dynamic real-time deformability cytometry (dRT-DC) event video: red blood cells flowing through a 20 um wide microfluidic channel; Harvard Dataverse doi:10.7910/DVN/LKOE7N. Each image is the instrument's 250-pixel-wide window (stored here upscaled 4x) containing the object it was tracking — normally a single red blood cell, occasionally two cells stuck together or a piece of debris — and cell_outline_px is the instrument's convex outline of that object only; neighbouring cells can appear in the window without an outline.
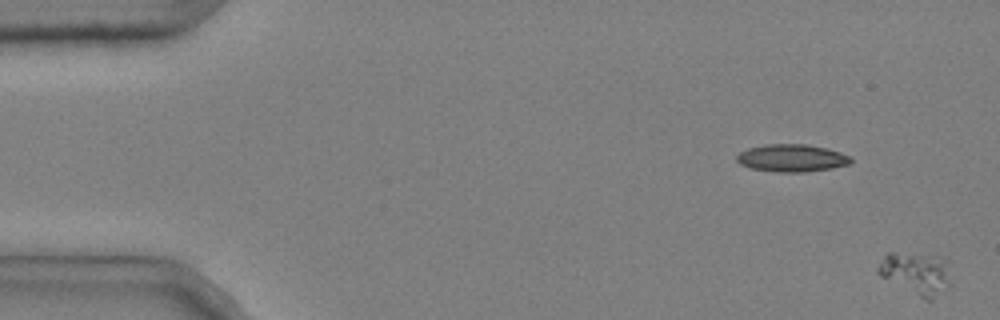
{"species": "common noctule bat (a hibernating species)", "species_latin": "Nyctalus noctula", "temperature_condition": "cold", "stored_images_in_passage": 53, "camera_frame_rate_fps": 3000, "um_per_image_px": 0.085, "animal": {"sex": "male", "body_mass_g": 20.4}, "frame": {"image": 1, "passage_image": 1, "time_ms": 0.0, "image_size_px": [1000, 320], "cell_outline_px": [[952, 284], [948, 288], [932, 300], [924, 300], [880, 276], [876, 272], [876, 268], [884, 256], [888, 252], [892, 252], [936, 256], [948, 260]], "centroid_in_image_um": [77.91, 23.25], "position_along_channel_um": 7.1, "area_um2": 18.32}}
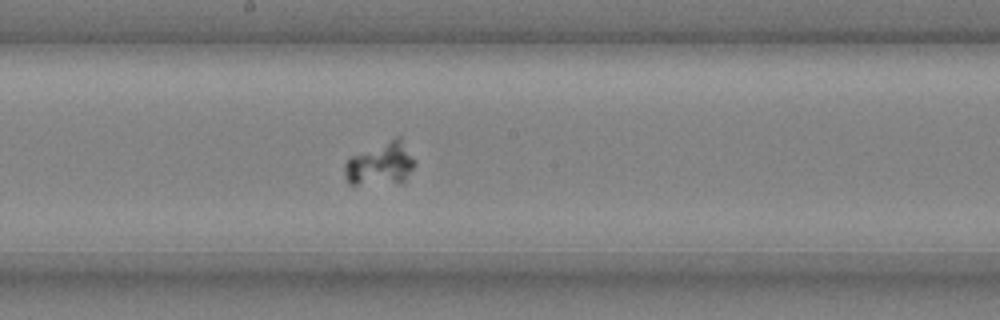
{"frame": {"image": 2, "passage_image": 30, "time_ms": 9.667, "image_size_px": [1000, 320], "cell_outline_px": [[416, 164], [404, 184], [348, 184], [344, 172], [344, 164], [352, 156], [396, 136], [400, 136], [416, 160]], "centroid_in_image_um": [32.41, 13.96], "position_along_channel_um": 215.8, "area_um2": 17.98}}
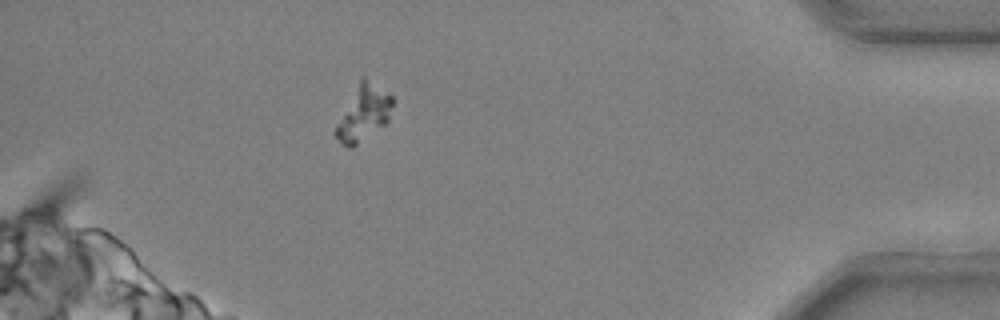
{"frame": {"image": 3, "passage_image": 49, "time_ms": 16.0, "image_size_px": [1000, 320], "cell_outline_px": [[392, 104], [388, 120], [384, 124], [352, 148], [348, 148], [332, 132], [336, 124], [360, 80], [364, 76], [388, 92], [392, 96]], "centroid_in_image_um": [30.89, 9.62], "position_along_channel_um": 404.3, "area_um2": 17.74}}